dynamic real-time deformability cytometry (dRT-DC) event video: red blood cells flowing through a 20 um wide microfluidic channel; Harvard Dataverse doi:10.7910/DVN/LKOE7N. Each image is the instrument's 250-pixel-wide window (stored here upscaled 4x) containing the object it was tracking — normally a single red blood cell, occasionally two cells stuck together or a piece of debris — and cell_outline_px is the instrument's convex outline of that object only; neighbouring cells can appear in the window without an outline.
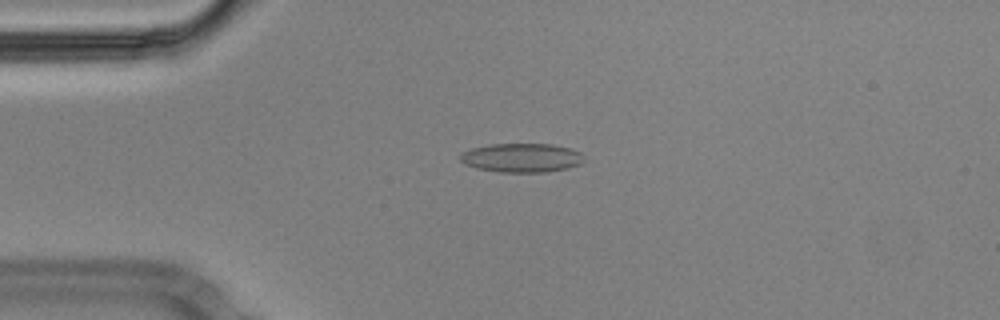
{"species": "Egyptian fruit bat (a non-hibernating species)", "species_latin": "Rousettus aegyptiacus", "temperature_condition": "cold", "stored_images_in_passage": 47, "camera_frame_rate_fps": 3000, "um_per_image_px": 0.085, "animal": {"sex": "male"}, "frame": {"image": 1, "passage_image": 5, "time_ms": 1.333, "image_size_px": [1000, 320], "cell_outline_px": [[584, 160], [580, 164], [568, 168], [548, 172], [500, 172], [476, 168], [464, 164], [460, 160], [460, 152], [472, 148], [492, 144], [552, 144], [572, 148], [580, 152]], "centroid_in_image_um": [44.34, 13.41], "position_along_channel_um": 40.7, "area_um2": 21.04}}
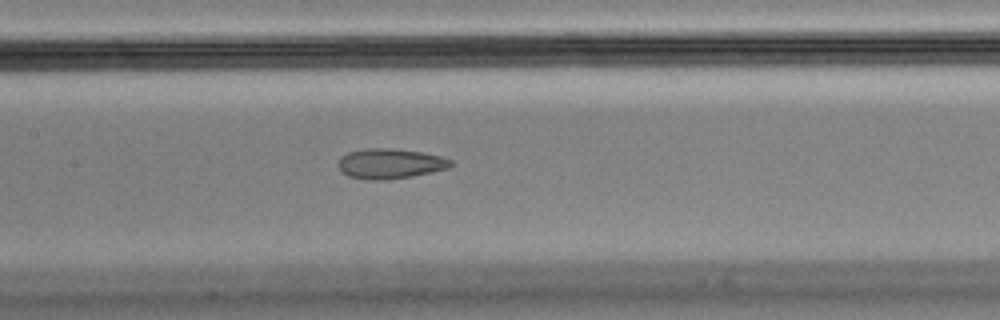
{"frame": {"image": 2, "passage_image": 18, "time_ms": 5.667, "image_size_px": [1000, 320], "cell_outline_px": [[456, 164], [448, 168], [432, 172], [412, 176], [384, 180], [368, 180], [348, 176], [336, 164], [340, 156], [348, 152], [364, 148], [392, 148], [420, 152], [440, 156], [452, 160]], "centroid_in_image_um": [33.15, 13.9], "position_along_channel_um": 174.2, "area_um2": 19.88}}
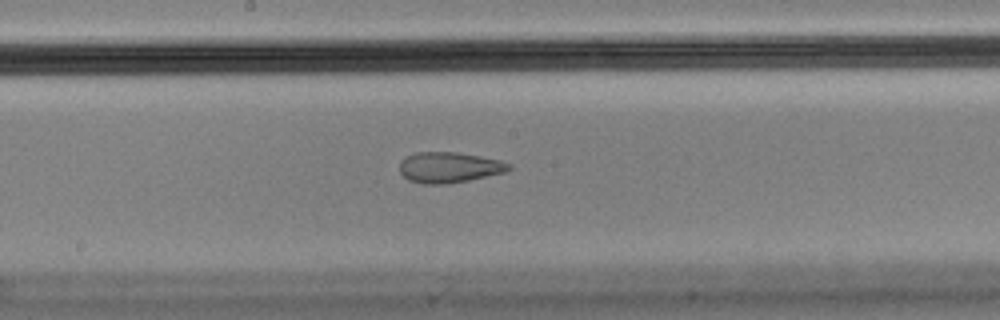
{"frame": {"image": 3, "passage_image": 21, "time_ms": 6.667, "image_size_px": [1000, 320], "cell_outline_px": [[512, 168], [504, 172], [468, 180], [444, 184], [424, 184], [408, 180], [400, 172], [400, 160], [416, 152], [456, 152], [480, 156], [500, 160], [512, 164]], "centroid_in_image_um": [38.17, 14.22], "position_along_channel_um": 210.0, "area_um2": 19.42}, "authors_computed_cell_mechanics": {"area_um2": 21.0392, "velocity_mm_per_s": 3.587, "shape_relaxation_time_tau1_ms": null, "shape_relaxation_time_tau2_ms": 1.794, "deformation_change_tau1": null, "deformation_change_tau2": 0.0825}}